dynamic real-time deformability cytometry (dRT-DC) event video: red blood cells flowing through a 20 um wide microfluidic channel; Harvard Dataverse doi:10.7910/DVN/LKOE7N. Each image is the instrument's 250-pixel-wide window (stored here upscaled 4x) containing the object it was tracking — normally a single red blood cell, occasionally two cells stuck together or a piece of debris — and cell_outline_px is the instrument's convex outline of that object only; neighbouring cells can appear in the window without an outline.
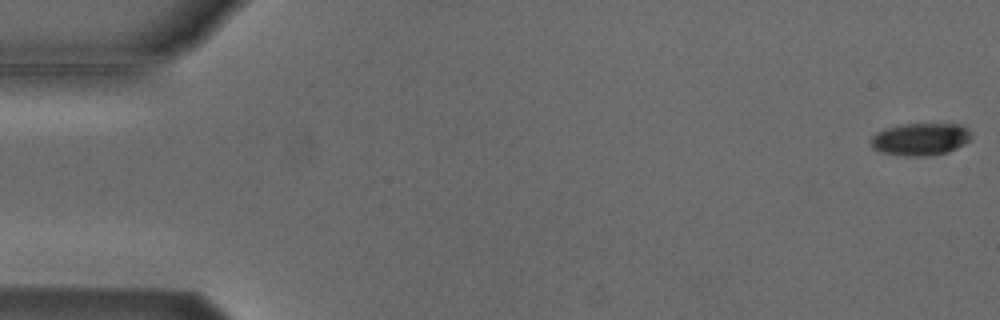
{"species": "Egyptian fruit bat (a non-hibernating species)", "species_latin": "Rousettus aegyptiacus", "temperature_condition": "cold", "stored_images_in_passage": 6, "camera_frame_rate_fps": 3000, "um_per_image_px": 0.085, "animal": {"sex": "male"}, "frame": {"image": 1, "passage_image": 1, "time_ms": 0.0, "image_size_px": [1000, 320], "cell_outline_px": [[972, 140], [948, 152], [928, 156], [904, 156], [880, 152], [872, 148], [872, 136], [876, 132], [900, 124], [964, 124], [968, 128], [972, 136]], "centroid_in_image_um": [78.28, 11.83], "position_along_channel_um": 6.7, "area_um2": 19.13}}
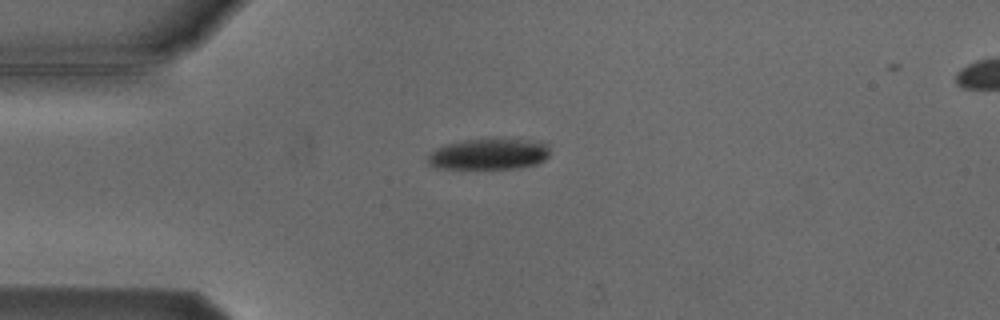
{"frame": {"image": 2, "passage_image": 4, "time_ms": 4.333, "image_size_px": [1000, 320], "cell_outline_px": [[548, 156], [544, 160], [536, 164], [516, 168], [436, 168], [428, 164], [428, 156], [436, 148], [444, 144], [464, 140], [496, 136], [544, 140], [548, 144]], "centroid_in_image_um": [41.62, 13.03], "position_along_channel_um": 43.4, "area_um2": 23.0}}